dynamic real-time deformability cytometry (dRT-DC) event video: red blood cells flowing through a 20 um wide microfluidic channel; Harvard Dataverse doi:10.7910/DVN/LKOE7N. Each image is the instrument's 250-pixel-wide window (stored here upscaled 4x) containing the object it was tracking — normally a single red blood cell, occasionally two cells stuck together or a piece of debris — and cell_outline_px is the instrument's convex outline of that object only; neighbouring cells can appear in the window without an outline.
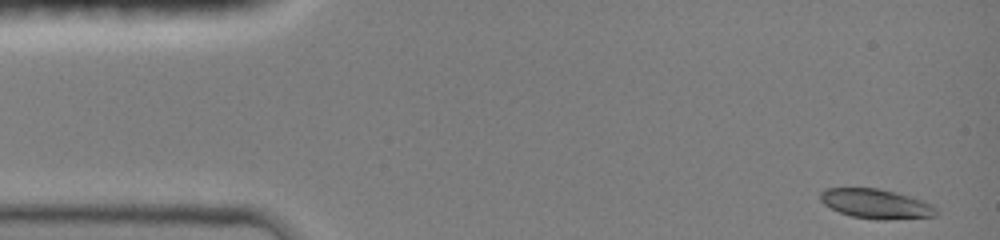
{"species": "common noctule bat (a hibernating species)", "species_latin": "Nyctalus noctula", "temperature_condition": "room temperature", "stored_images_in_passage": 44, "camera_frame_rate_fps": 3000, "um_per_image_px": 0.085, "animal": {"sex": "female", "body_mass_g": 19.0, "forearm_length_mm": 51.5}, "frame": {"image": 1, "passage_image": 1, "time_ms": 0.0, "image_size_px": [1000, 240], "cell_outline_px": [[936, 216], [888, 220], [876, 220], [852, 216], [840, 212], [824, 204], [820, 200], [820, 192], [824, 188], [876, 188], [896, 192], [932, 204], [936, 208]], "centroid_in_image_um": [74.44, 17.33], "position_along_channel_um": 10.6, "area_um2": 19.88}}
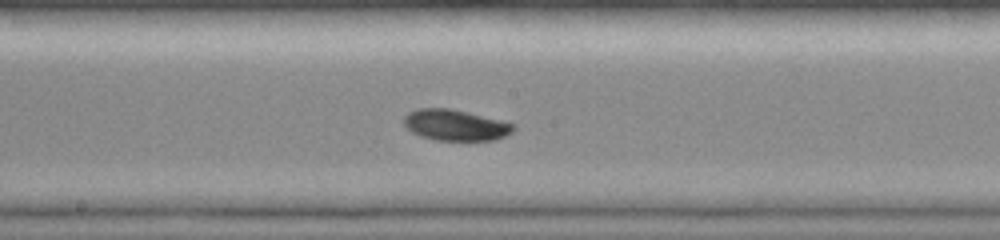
{"frame": {"image": 2, "passage_image": 24, "time_ms": 7.667, "image_size_px": [1000, 240], "cell_outline_px": [[516, 128], [512, 132], [496, 140], [436, 140], [420, 136], [412, 132], [404, 124], [404, 116], [408, 112], [416, 108], [448, 108], [500, 120], [516, 124]], "centroid_in_image_um": [38.7, 10.63], "position_along_channel_um": 209.5, "area_um2": 19.71}}
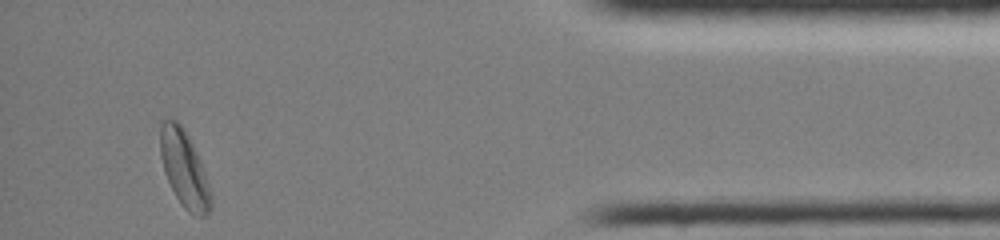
{"frame": {"image": 3, "passage_image": 43, "time_ms": 14.0, "image_size_px": [1000, 240], "cell_outline_px": [[212, 208], [204, 216], [200, 216], [188, 212], [184, 208], [176, 196], [164, 172], [160, 156], [160, 120], [176, 120], [184, 128], [200, 160], [208, 184], [212, 200]], "centroid_in_image_um": [15.64, 14.34], "position_along_channel_um": 419.6, "area_um2": 22.31}, "authors_computed_cell_mechanics": {"area_um2": 19.7098, "velocity_mm_per_s": 3.9878, "shape_relaxation_time_tau1_ms": 2.1456, "shape_relaxation_time_tau2_ms": null, "deformation_change_tau1": 0.0826, "deformation_change_tau2": null}}